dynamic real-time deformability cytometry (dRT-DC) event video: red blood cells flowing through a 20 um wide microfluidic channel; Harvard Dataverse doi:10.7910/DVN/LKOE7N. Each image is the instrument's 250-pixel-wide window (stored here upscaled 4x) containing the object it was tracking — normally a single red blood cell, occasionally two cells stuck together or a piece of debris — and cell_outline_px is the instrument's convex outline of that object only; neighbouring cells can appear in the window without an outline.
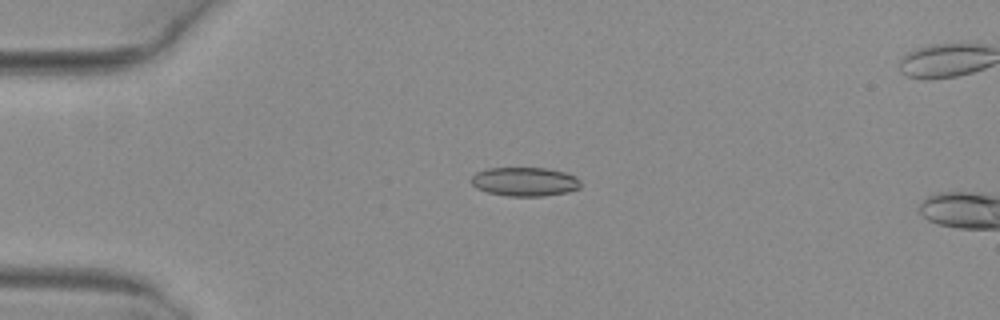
{"species": "common noctule bat (a hibernating species)", "species_latin": "Nyctalus noctula", "temperature_condition": "warm", "stored_images_in_passage": 12, "camera_frame_rate_fps": 3000, "um_per_image_px": 0.085, "animal": {"sex": "female", "body_mass_g": 29.2, "forearm_length_mm": 56.3}, "frame": {"image": 1, "passage_image": 10, "time_ms": 3.0, "image_size_px": [1000, 320], "cell_outline_px": [[580, 188], [568, 192], [544, 196], [508, 196], [488, 192], [476, 188], [468, 180], [476, 172], [488, 168], [548, 168], [564, 172], [576, 176], [580, 180]], "centroid_in_image_um": [44.6, 15.44], "position_along_channel_um": 40.4, "area_um2": 18.61}}